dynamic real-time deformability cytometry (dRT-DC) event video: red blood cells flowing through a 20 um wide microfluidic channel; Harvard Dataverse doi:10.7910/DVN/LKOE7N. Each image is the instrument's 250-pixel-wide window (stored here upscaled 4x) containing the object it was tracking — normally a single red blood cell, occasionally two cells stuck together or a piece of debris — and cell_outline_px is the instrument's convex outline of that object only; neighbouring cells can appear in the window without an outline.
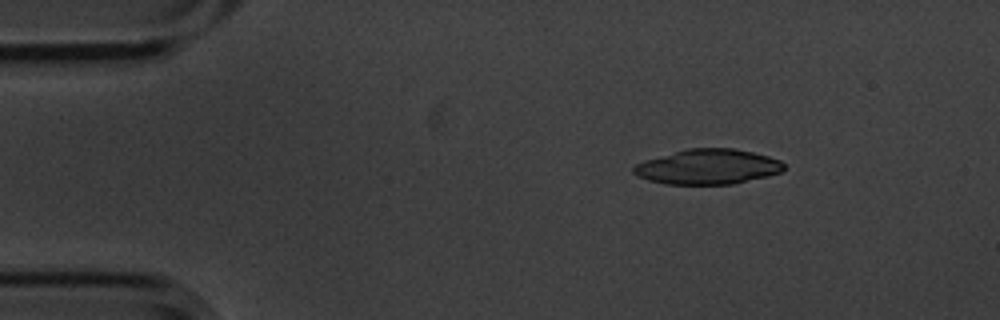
{"species": "common noctule bat (a hibernating species)", "species_latin": "Nyctalus noctula", "temperature_condition": "cold", "stored_images_in_passage": 4, "camera_frame_rate_fps": 3000, "um_per_image_px": 0.085, "animal": {"sex": "male", "body_mass_g": 20.1, "forearm_length_mm": 53.5}, "frame": {"image": 1, "passage_image": 2, "time_ms": 0.333, "image_size_px": [1000, 320], "cell_outline_px": [[784, 172], [768, 176], [732, 184], [664, 184], [648, 180], [632, 172], [632, 168], [636, 164], [648, 160], [688, 148], [732, 148], [752, 152], [768, 156], [780, 160], [784, 164]], "centroid_in_image_um": [60.21, 14.18], "position_along_channel_um": 24.8, "area_um2": 30.46}}